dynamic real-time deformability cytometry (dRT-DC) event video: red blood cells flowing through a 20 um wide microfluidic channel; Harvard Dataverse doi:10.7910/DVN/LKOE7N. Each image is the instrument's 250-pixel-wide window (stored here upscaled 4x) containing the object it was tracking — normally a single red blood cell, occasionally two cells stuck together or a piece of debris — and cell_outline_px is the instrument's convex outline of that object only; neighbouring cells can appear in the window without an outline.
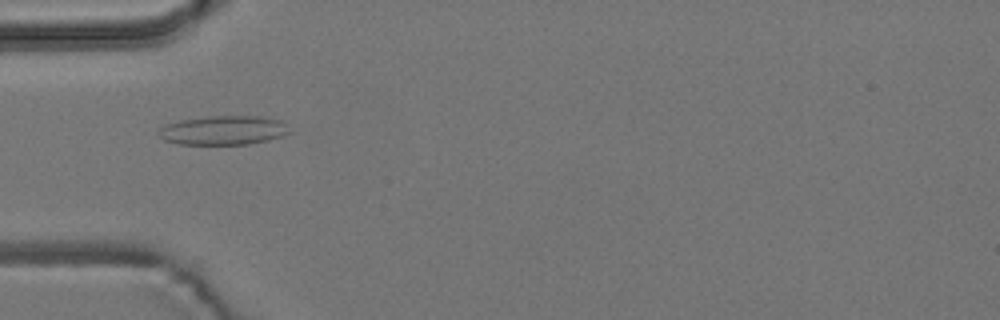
{"species": "common noctule bat (a hibernating species)", "species_latin": "Nyctalus noctula", "temperature_condition": "room temperature", "stored_images_in_passage": 9, "camera_frame_rate_fps": 3000, "um_per_image_px": 0.085, "animal": {"sex": "male", "body_mass_g": 19.2, "forearm_length_mm": 51.8}, "frame": {"image": 1, "passage_image": 4, "time_ms": 1.0, "image_size_px": [1000, 320], "cell_outline_px": [[292, 132], [268, 140], [248, 144], [180, 144], [164, 140], [156, 136], [156, 132], [160, 128], [168, 124], [180, 120], [208, 116], [264, 116], [280, 120]], "centroid_in_image_um": [18.96, 11.07], "position_along_channel_um": 66.0, "area_um2": 22.25}}
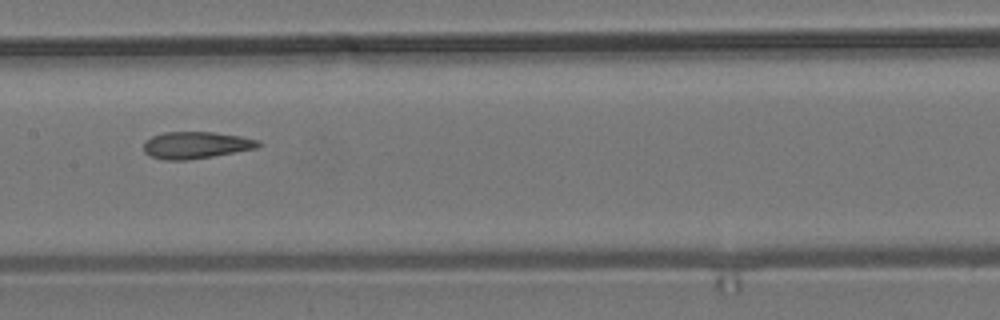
{"frame": {"image": 2, "passage_image": 7, "time_ms": 2.0, "image_size_px": [1000, 320], "cell_outline_px": [[260, 144], [256, 148], [212, 156], [188, 160], [164, 160], [152, 156], [144, 152], [144, 144], [152, 136], [164, 132], [212, 132], [240, 136], [260, 140]], "centroid_in_image_um": [16.65, 12.33], "position_along_channel_um": 190.7, "area_um2": 17.74}}
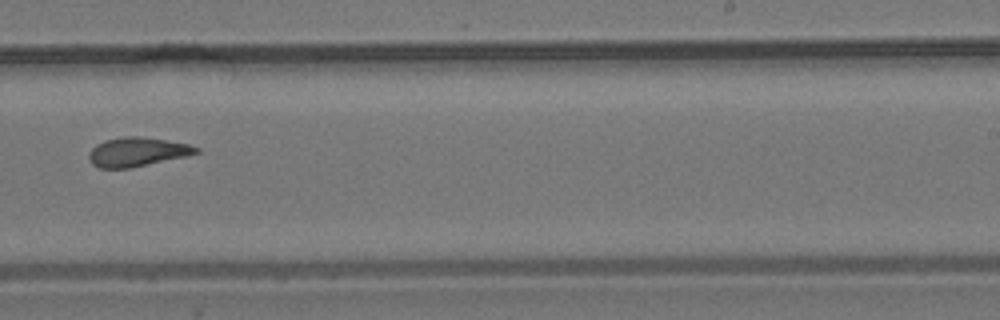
{"frame": {"image": 3, "passage_image": 9, "time_ms": 2.667, "image_size_px": [1000, 320], "cell_outline_px": [[200, 152], [188, 156], [128, 168], [100, 168], [92, 164], [88, 160], [88, 152], [96, 144], [104, 140], [124, 136], [140, 136], [188, 144], [200, 148]], "centroid_in_image_um": [11.64, 12.91], "position_along_channel_um": 277.4, "area_um2": 18.21}}